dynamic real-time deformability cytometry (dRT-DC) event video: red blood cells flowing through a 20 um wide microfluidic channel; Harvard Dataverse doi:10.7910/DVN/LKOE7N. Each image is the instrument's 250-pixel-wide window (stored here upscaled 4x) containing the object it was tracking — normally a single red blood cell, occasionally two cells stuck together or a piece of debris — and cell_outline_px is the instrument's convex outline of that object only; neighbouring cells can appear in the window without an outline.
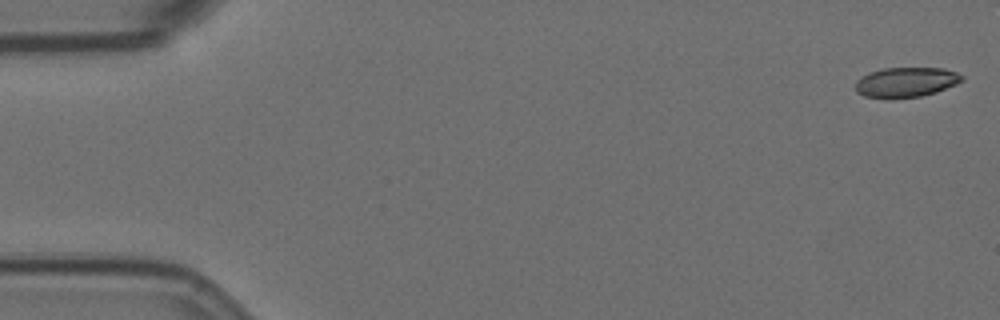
{"species": "Egyptian fruit bat (a non-hibernating species)", "species_latin": "Rousettus aegyptiacus", "temperature_condition": "room temperature", "stored_images_in_passage": 20, "camera_frame_rate_fps": 3000, "um_per_image_px": 0.085, "animal": {"sex": "female"}, "frame": {"image": 1, "passage_image": 1, "time_ms": 0.0, "image_size_px": [1000, 320], "cell_outline_px": [[964, 80], [956, 84], [936, 92], [920, 96], [888, 100], [864, 96], [856, 92], [856, 80], [868, 72], [884, 68], [944, 68], [956, 72], [964, 76]], "centroid_in_image_um": [76.99, 7.0], "position_along_channel_um": 8.0, "area_um2": 18.9}}
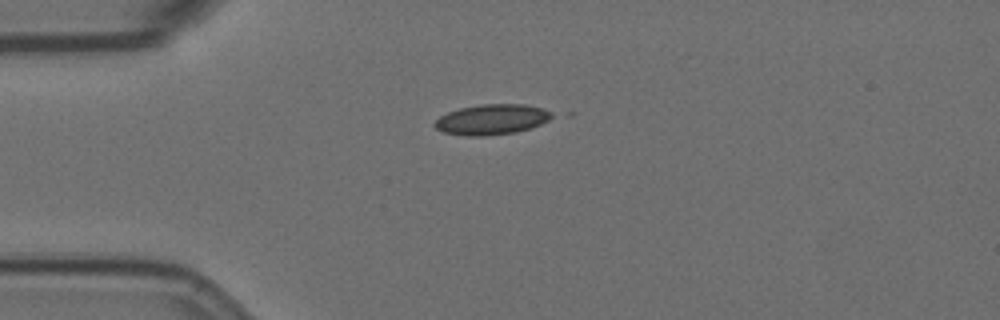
{"frame": {"image": 2, "passage_image": 14, "time_ms": 4.333, "image_size_px": [1000, 320], "cell_outline_px": [[556, 116], [540, 124], [516, 132], [488, 136], [464, 136], [444, 132], [436, 128], [432, 124], [440, 116], [448, 112], [460, 108], [480, 104], [524, 104], [540, 108], [552, 112]], "centroid_in_image_um": [41.79, 10.16], "position_along_channel_um": 43.2, "area_um2": 20.75}}
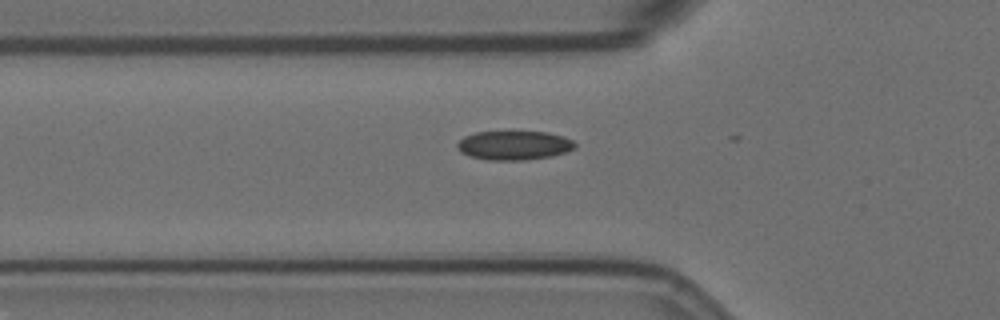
{"frame": {"image": 3, "passage_image": 19, "time_ms": 6.0, "image_size_px": [1000, 320], "cell_outline_px": [[576, 148], [552, 156], [524, 160], [488, 160], [472, 156], [460, 152], [456, 148], [456, 144], [464, 136], [476, 132], [548, 132], [564, 136], [572, 140], [576, 144]], "centroid_in_image_um": [43.7, 12.35], "position_along_channel_um": 82.1, "area_um2": 19.94}}